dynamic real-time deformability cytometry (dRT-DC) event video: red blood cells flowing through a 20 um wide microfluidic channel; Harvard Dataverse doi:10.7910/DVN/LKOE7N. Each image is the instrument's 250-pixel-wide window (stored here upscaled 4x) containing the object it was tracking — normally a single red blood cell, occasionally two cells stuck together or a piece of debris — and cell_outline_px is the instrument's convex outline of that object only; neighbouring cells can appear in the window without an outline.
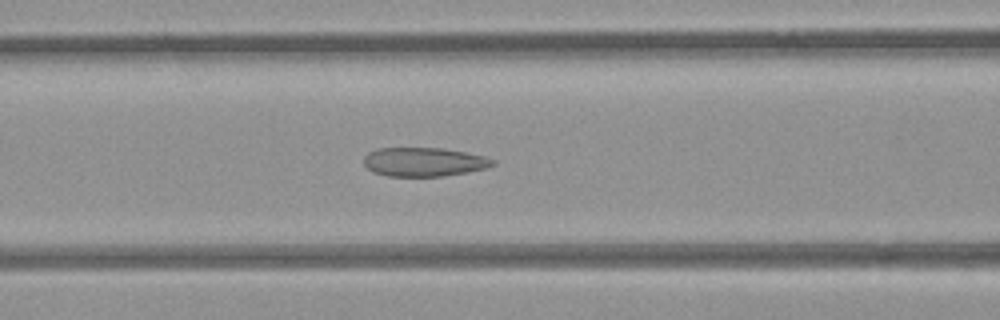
{"species": "common noctule bat (a hibernating species)", "species_latin": "Nyctalus noctula", "temperature_condition": "room temperature", "stored_images_in_passage": 35, "camera_frame_rate_fps": 3000, "um_per_image_px": 0.085, "animal": {"sex": "female", "body_mass_g": 21.9}, "frame": {"image": 1, "passage_image": 13, "time_ms": 4.0, "image_size_px": [1000, 320], "cell_outline_px": [[496, 164], [488, 168], [468, 172], [444, 176], [388, 176], [372, 172], [364, 164], [364, 156], [368, 152], [376, 148], [440, 148], [464, 152], [484, 156], [496, 160]], "centroid_in_image_um": [36.04, 13.76], "position_along_channel_um": 130.6, "area_um2": 21.85}}
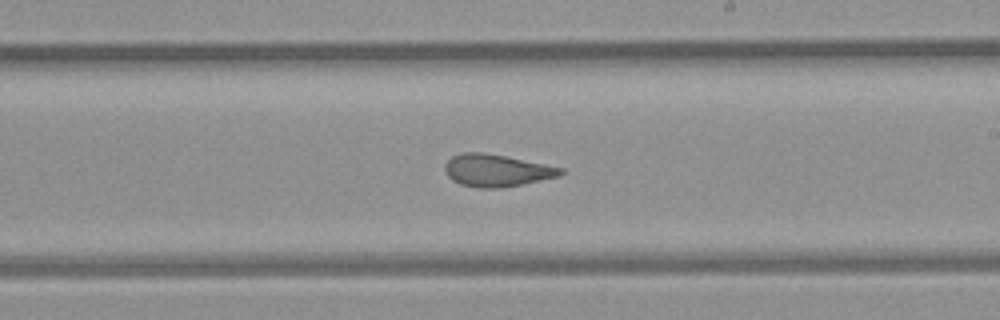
{"frame": {"image": 2, "passage_image": 22, "time_ms": 7.0, "image_size_px": [1000, 320], "cell_outline_px": [[564, 172], [560, 176], [500, 188], [476, 188], [460, 184], [452, 180], [448, 176], [444, 168], [444, 164], [452, 156], [464, 152], [480, 152], [504, 156], [564, 168]], "centroid_in_image_um": [42.18, 14.49], "position_along_channel_um": 246.8, "area_um2": 21.56}}
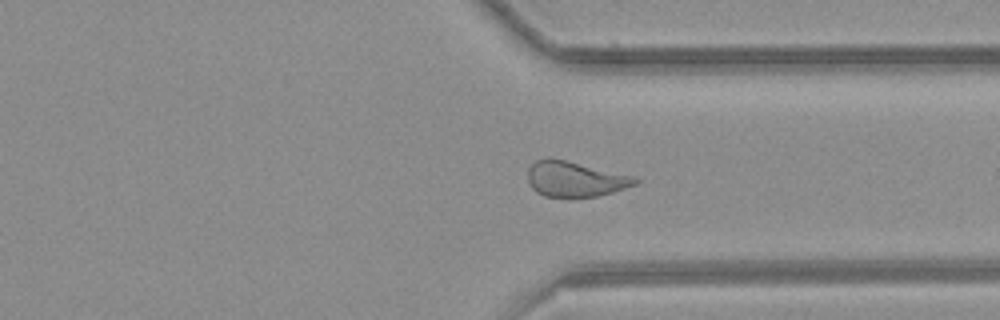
{"frame": {"image": 3, "passage_image": 31, "time_ms": 10.0, "image_size_px": [1000, 320], "cell_outline_px": [[640, 180], [636, 184], [612, 192], [596, 196], [544, 196], [536, 192], [528, 184], [528, 168], [536, 160], [564, 160], [632, 176]], "centroid_in_image_um": [48.85, 15.24], "position_along_channel_um": 362.5, "area_um2": 21.33}}